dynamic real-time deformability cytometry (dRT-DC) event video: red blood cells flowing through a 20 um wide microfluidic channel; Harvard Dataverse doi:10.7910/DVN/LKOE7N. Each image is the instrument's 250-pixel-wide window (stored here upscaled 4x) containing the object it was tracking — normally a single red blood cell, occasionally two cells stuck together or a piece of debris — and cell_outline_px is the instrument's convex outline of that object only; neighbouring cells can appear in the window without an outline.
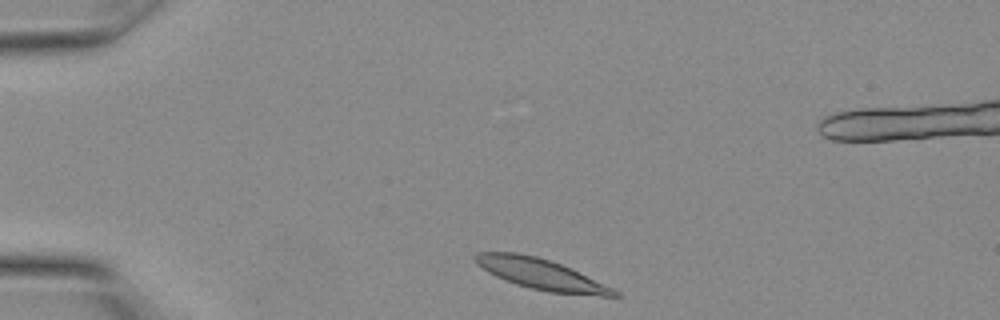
{"species": "Egyptian fruit bat (a non-hibernating species)", "species_latin": "Rousettus aegyptiacus", "temperature_condition": "warm", "stored_images_in_passage": 5, "camera_frame_rate_fps": 3000, "um_per_image_px": 0.085, "animal": {"sex": "female"}, "frame": {"image": 1, "passage_image": 1, "time_ms": 0.0, "image_size_px": [1000, 320], "cell_outline_px": [[620, 296], [600, 296], [548, 292], [516, 284], [496, 276], [488, 272], [476, 264], [472, 256], [476, 252], [516, 252], [536, 256], [572, 268], [620, 292]], "centroid_in_image_um": [45.97, 23.3], "position_along_channel_um": 39.0, "area_um2": 24.74}}